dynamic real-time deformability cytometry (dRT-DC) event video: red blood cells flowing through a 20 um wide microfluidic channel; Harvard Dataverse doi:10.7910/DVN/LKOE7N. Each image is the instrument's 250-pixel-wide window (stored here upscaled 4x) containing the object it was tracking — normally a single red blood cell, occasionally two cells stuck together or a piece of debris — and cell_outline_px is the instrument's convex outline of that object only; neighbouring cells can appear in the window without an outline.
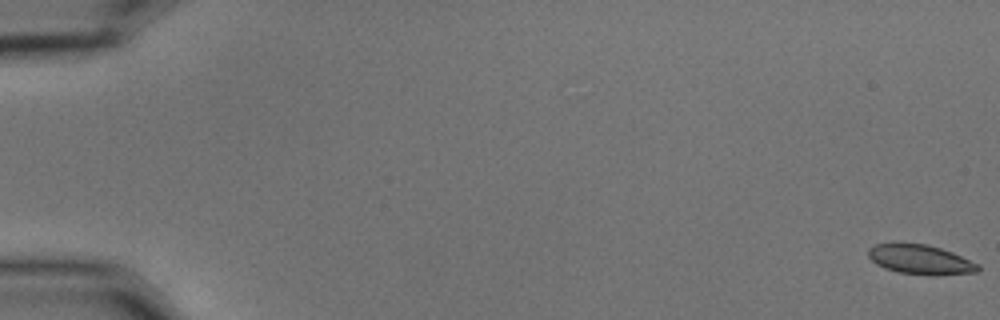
{"species": "common noctule bat (a hibernating species)", "species_latin": "Nyctalus noctula", "temperature_condition": "cold", "stored_images_in_passage": 9, "camera_frame_rate_fps": 3000, "um_per_image_px": 0.085, "animal": {"sex": "male", "body_mass_g": 15.6}, "frame": {"image": 1, "passage_image": 1, "time_ms": 0.0, "image_size_px": [1000, 320], "cell_outline_px": [[980, 272], [932, 276], [900, 272], [884, 268], [876, 264], [868, 256], [868, 248], [876, 244], [896, 240], [900, 240], [928, 244], [952, 252], [980, 264]], "centroid_in_image_um": [78.21, 22.02], "position_along_channel_um": 6.8, "area_um2": 19.71}}